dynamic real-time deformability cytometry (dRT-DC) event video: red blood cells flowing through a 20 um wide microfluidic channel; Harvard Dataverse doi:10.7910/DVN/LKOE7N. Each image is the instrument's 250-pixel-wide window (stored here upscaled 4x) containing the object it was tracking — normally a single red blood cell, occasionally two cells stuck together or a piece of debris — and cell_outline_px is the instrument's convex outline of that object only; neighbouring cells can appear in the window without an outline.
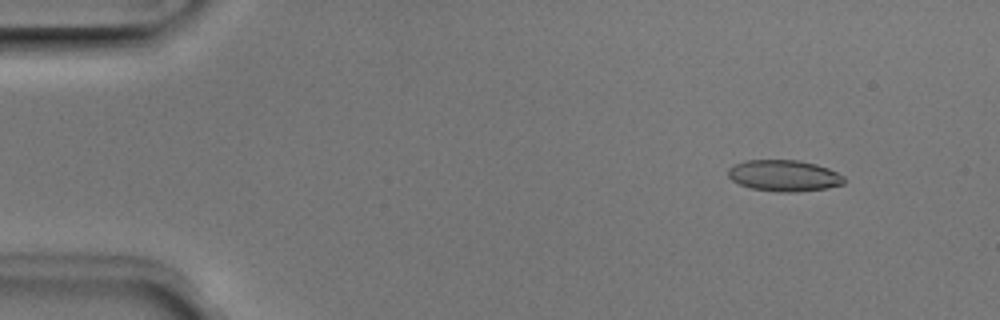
{"species": "Egyptian fruit bat (a non-hibernating species)", "species_latin": "Rousettus aegyptiacus", "temperature_condition": "room temperature", "stored_images_in_passage": 3, "camera_frame_rate_fps": 3000, "um_per_image_px": 0.085, "animal": {"sex": "male"}, "frame": {"image": 1, "passage_image": 1, "time_ms": 0.0, "image_size_px": [1000, 320], "cell_outline_px": [[844, 184], [828, 188], [796, 192], [780, 192], [752, 188], [740, 184], [732, 180], [728, 176], [728, 168], [736, 164], [748, 160], [800, 160], [816, 164], [828, 168], [844, 176]], "centroid_in_image_um": [66.67, 14.93], "position_along_channel_um": 18.3, "area_um2": 21.1}}